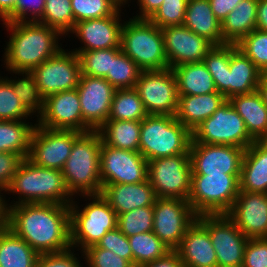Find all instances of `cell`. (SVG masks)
<instances>
[{
    "label": "cell",
    "instance_id": "f6af8a7d",
    "mask_svg": "<svg viewBox=\"0 0 267 267\" xmlns=\"http://www.w3.org/2000/svg\"><path fill=\"white\" fill-rule=\"evenodd\" d=\"M32 114L23 106L15 95L10 82L0 75V120H26Z\"/></svg>",
    "mask_w": 267,
    "mask_h": 267
},
{
    "label": "cell",
    "instance_id": "d6a6232c",
    "mask_svg": "<svg viewBox=\"0 0 267 267\" xmlns=\"http://www.w3.org/2000/svg\"><path fill=\"white\" fill-rule=\"evenodd\" d=\"M141 121H106L97 131L108 146L139 152Z\"/></svg>",
    "mask_w": 267,
    "mask_h": 267
},
{
    "label": "cell",
    "instance_id": "2e32d148",
    "mask_svg": "<svg viewBox=\"0 0 267 267\" xmlns=\"http://www.w3.org/2000/svg\"><path fill=\"white\" fill-rule=\"evenodd\" d=\"M82 133L75 130H52L37 124L27 159L36 166L62 170L74 141Z\"/></svg>",
    "mask_w": 267,
    "mask_h": 267
},
{
    "label": "cell",
    "instance_id": "9f6ffc18",
    "mask_svg": "<svg viewBox=\"0 0 267 267\" xmlns=\"http://www.w3.org/2000/svg\"><path fill=\"white\" fill-rule=\"evenodd\" d=\"M141 267H184L179 254L176 251L169 252L165 257L154 262L147 263Z\"/></svg>",
    "mask_w": 267,
    "mask_h": 267
},
{
    "label": "cell",
    "instance_id": "277c9868",
    "mask_svg": "<svg viewBox=\"0 0 267 267\" xmlns=\"http://www.w3.org/2000/svg\"><path fill=\"white\" fill-rule=\"evenodd\" d=\"M101 135L98 131L82 133L71 149L62 173L72 196L98 195L102 192L100 180Z\"/></svg>",
    "mask_w": 267,
    "mask_h": 267
},
{
    "label": "cell",
    "instance_id": "d590c367",
    "mask_svg": "<svg viewBox=\"0 0 267 267\" xmlns=\"http://www.w3.org/2000/svg\"><path fill=\"white\" fill-rule=\"evenodd\" d=\"M128 240L133 254V266L141 267L171 252V249L153 231L130 236Z\"/></svg>",
    "mask_w": 267,
    "mask_h": 267
},
{
    "label": "cell",
    "instance_id": "1f68e13d",
    "mask_svg": "<svg viewBox=\"0 0 267 267\" xmlns=\"http://www.w3.org/2000/svg\"><path fill=\"white\" fill-rule=\"evenodd\" d=\"M38 255L7 226L0 229V267H35Z\"/></svg>",
    "mask_w": 267,
    "mask_h": 267
},
{
    "label": "cell",
    "instance_id": "11a10c76",
    "mask_svg": "<svg viewBox=\"0 0 267 267\" xmlns=\"http://www.w3.org/2000/svg\"><path fill=\"white\" fill-rule=\"evenodd\" d=\"M164 0H138L139 15L133 16L136 19H150L159 9Z\"/></svg>",
    "mask_w": 267,
    "mask_h": 267
},
{
    "label": "cell",
    "instance_id": "74e56055",
    "mask_svg": "<svg viewBox=\"0 0 267 267\" xmlns=\"http://www.w3.org/2000/svg\"><path fill=\"white\" fill-rule=\"evenodd\" d=\"M37 22L58 30L66 37L75 26L71 0H45L43 15Z\"/></svg>",
    "mask_w": 267,
    "mask_h": 267
},
{
    "label": "cell",
    "instance_id": "ee69618b",
    "mask_svg": "<svg viewBox=\"0 0 267 267\" xmlns=\"http://www.w3.org/2000/svg\"><path fill=\"white\" fill-rule=\"evenodd\" d=\"M236 46L262 73H267V32L255 29Z\"/></svg>",
    "mask_w": 267,
    "mask_h": 267
},
{
    "label": "cell",
    "instance_id": "b9f144b4",
    "mask_svg": "<svg viewBox=\"0 0 267 267\" xmlns=\"http://www.w3.org/2000/svg\"><path fill=\"white\" fill-rule=\"evenodd\" d=\"M122 6L118 0H71L75 23L112 16Z\"/></svg>",
    "mask_w": 267,
    "mask_h": 267
},
{
    "label": "cell",
    "instance_id": "6da1fadb",
    "mask_svg": "<svg viewBox=\"0 0 267 267\" xmlns=\"http://www.w3.org/2000/svg\"><path fill=\"white\" fill-rule=\"evenodd\" d=\"M5 226L38 254L57 253L72 248L70 205L23 203L8 206Z\"/></svg>",
    "mask_w": 267,
    "mask_h": 267
},
{
    "label": "cell",
    "instance_id": "c3c4849f",
    "mask_svg": "<svg viewBox=\"0 0 267 267\" xmlns=\"http://www.w3.org/2000/svg\"><path fill=\"white\" fill-rule=\"evenodd\" d=\"M44 7L45 0H17L14 9L2 22H37L43 15Z\"/></svg>",
    "mask_w": 267,
    "mask_h": 267
},
{
    "label": "cell",
    "instance_id": "681fc988",
    "mask_svg": "<svg viewBox=\"0 0 267 267\" xmlns=\"http://www.w3.org/2000/svg\"><path fill=\"white\" fill-rule=\"evenodd\" d=\"M97 247L112 251L114 254L128 260L133 265V254L128 237L116 227L108 231L96 244Z\"/></svg>",
    "mask_w": 267,
    "mask_h": 267
},
{
    "label": "cell",
    "instance_id": "6125c7cd",
    "mask_svg": "<svg viewBox=\"0 0 267 267\" xmlns=\"http://www.w3.org/2000/svg\"><path fill=\"white\" fill-rule=\"evenodd\" d=\"M1 194L3 193H1V190H0V209H7L5 206V199L3 198V195Z\"/></svg>",
    "mask_w": 267,
    "mask_h": 267
},
{
    "label": "cell",
    "instance_id": "f546056e",
    "mask_svg": "<svg viewBox=\"0 0 267 267\" xmlns=\"http://www.w3.org/2000/svg\"><path fill=\"white\" fill-rule=\"evenodd\" d=\"M258 0H241L221 23L222 38L227 44H237L256 29Z\"/></svg>",
    "mask_w": 267,
    "mask_h": 267
},
{
    "label": "cell",
    "instance_id": "6f0895ef",
    "mask_svg": "<svg viewBox=\"0 0 267 267\" xmlns=\"http://www.w3.org/2000/svg\"><path fill=\"white\" fill-rule=\"evenodd\" d=\"M256 29L267 32V0H258Z\"/></svg>",
    "mask_w": 267,
    "mask_h": 267
},
{
    "label": "cell",
    "instance_id": "8d00e7d4",
    "mask_svg": "<svg viewBox=\"0 0 267 267\" xmlns=\"http://www.w3.org/2000/svg\"><path fill=\"white\" fill-rule=\"evenodd\" d=\"M11 73H15V75L19 74L22 75L20 79H9L5 77L14 90L15 95L20 99L23 106L33 115L34 113L37 114L35 116L38 117L44 111V101L45 99L42 97L38 85L35 81V78L31 71H12L7 70ZM37 111V112H36Z\"/></svg>",
    "mask_w": 267,
    "mask_h": 267
},
{
    "label": "cell",
    "instance_id": "7a4b0ae2",
    "mask_svg": "<svg viewBox=\"0 0 267 267\" xmlns=\"http://www.w3.org/2000/svg\"><path fill=\"white\" fill-rule=\"evenodd\" d=\"M2 24L11 32L3 60L8 70L31 71L62 49L58 39L63 35L54 28L38 22Z\"/></svg>",
    "mask_w": 267,
    "mask_h": 267
},
{
    "label": "cell",
    "instance_id": "83f0119b",
    "mask_svg": "<svg viewBox=\"0 0 267 267\" xmlns=\"http://www.w3.org/2000/svg\"><path fill=\"white\" fill-rule=\"evenodd\" d=\"M228 101L244 120L248 134L255 141L267 140V106L260 93L256 90L233 96Z\"/></svg>",
    "mask_w": 267,
    "mask_h": 267
},
{
    "label": "cell",
    "instance_id": "9a60e30c",
    "mask_svg": "<svg viewBox=\"0 0 267 267\" xmlns=\"http://www.w3.org/2000/svg\"><path fill=\"white\" fill-rule=\"evenodd\" d=\"M148 161L140 152L118 149L102 142L100 180L102 185L134 184L148 179Z\"/></svg>",
    "mask_w": 267,
    "mask_h": 267
},
{
    "label": "cell",
    "instance_id": "680465c9",
    "mask_svg": "<svg viewBox=\"0 0 267 267\" xmlns=\"http://www.w3.org/2000/svg\"><path fill=\"white\" fill-rule=\"evenodd\" d=\"M17 0H0L1 21L14 9Z\"/></svg>",
    "mask_w": 267,
    "mask_h": 267
},
{
    "label": "cell",
    "instance_id": "60d3db41",
    "mask_svg": "<svg viewBox=\"0 0 267 267\" xmlns=\"http://www.w3.org/2000/svg\"><path fill=\"white\" fill-rule=\"evenodd\" d=\"M231 56V44L213 46L203 59L207 70L213 77L216 90L226 98V77Z\"/></svg>",
    "mask_w": 267,
    "mask_h": 267
},
{
    "label": "cell",
    "instance_id": "5b68a950",
    "mask_svg": "<svg viewBox=\"0 0 267 267\" xmlns=\"http://www.w3.org/2000/svg\"><path fill=\"white\" fill-rule=\"evenodd\" d=\"M192 132L176 116L148 115L141 121L139 152L147 161L189 154Z\"/></svg>",
    "mask_w": 267,
    "mask_h": 267
},
{
    "label": "cell",
    "instance_id": "8fae6325",
    "mask_svg": "<svg viewBox=\"0 0 267 267\" xmlns=\"http://www.w3.org/2000/svg\"><path fill=\"white\" fill-rule=\"evenodd\" d=\"M135 89L149 115L176 116L179 96L176 75L171 68L142 71Z\"/></svg>",
    "mask_w": 267,
    "mask_h": 267
},
{
    "label": "cell",
    "instance_id": "be15d7a7",
    "mask_svg": "<svg viewBox=\"0 0 267 267\" xmlns=\"http://www.w3.org/2000/svg\"><path fill=\"white\" fill-rule=\"evenodd\" d=\"M122 5H126V4H128L127 2H128V0H118ZM129 1H131V0H129Z\"/></svg>",
    "mask_w": 267,
    "mask_h": 267
},
{
    "label": "cell",
    "instance_id": "94428289",
    "mask_svg": "<svg viewBox=\"0 0 267 267\" xmlns=\"http://www.w3.org/2000/svg\"><path fill=\"white\" fill-rule=\"evenodd\" d=\"M7 209H0V229L5 225Z\"/></svg>",
    "mask_w": 267,
    "mask_h": 267
},
{
    "label": "cell",
    "instance_id": "ba28073f",
    "mask_svg": "<svg viewBox=\"0 0 267 267\" xmlns=\"http://www.w3.org/2000/svg\"><path fill=\"white\" fill-rule=\"evenodd\" d=\"M240 174L191 175L188 202L197 215L227 214L240 192Z\"/></svg>",
    "mask_w": 267,
    "mask_h": 267
},
{
    "label": "cell",
    "instance_id": "f35d334b",
    "mask_svg": "<svg viewBox=\"0 0 267 267\" xmlns=\"http://www.w3.org/2000/svg\"><path fill=\"white\" fill-rule=\"evenodd\" d=\"M140 67L122 50L112 58L111 73L104 77L115 89L135 88Z\"/></svg>",
    "mask_w": 267,
    "mask_h": 267
},
{
    "label": "cell",
    "instance_id": "52a82bcc",
    "mask_svg": "<svg viewBox=\"0 0 267 267\" xmlns=\"http://www.w3.org/2000/svg\"><path fill=\"white\" fill-rule=\"evenodd\" d=\"M90 203L79 209L77 201L70 205V242L72 248L81 252L117 227V214L101 195H86ZM80 245V246H79Z\"/></svg>",
    "mask_w": 267,
    "mask_h": 267
},
{
    "label": "cell",
    "instance_id": "9c48e42d",
    "mask_svg": "<svg viewBox=\"0 0 267 267\" xmlns=\"http://www.w3.org/2000/svg\"><path fill=\"white\" fill-rule=\"evenodd\" d=\"M255 140L244 120L226 100L209 118L192 131L191 143L230 145L247 149Z\"/></svg>",
    "mask_w": 267,
    "mask_h": 267
},
{
    "label": "cell",
    "instance_id": "30bf717a",
    "mask_svg": "<svg viewBox=\"0 0 267 267\" xmlns=\"http://www.w3.org/2000/svg\"><path fill=\"white\" fill-rule=\"evenodd\" d=\"M147 174L157 197L188 201L192 175L190 154L150 160Z\"/></svg>",
    "mask_w": 267,
    "mask_h": 267
},
{
    "label": "cell",
    "instance_id": "db71d44e",
    "mask_svg": "<svg viewBox=\"0 0 267 267\" xmlns=\"http://www.w3.org/2000/svg\"><path fill=\"white\" fill-rule=\"evenodd\" d=\"M240 1L241 0H209L212 12L221 23Z\"/></svg>",
    "mask_w": 267,
    "mask_h": 267
},
{
    "label": "cell",
    "instance_id": "44dd1931",
    "mask_svg": "<svg viewBox=\"0 0 267 267\" xmlns=\"http://www.w3.org/2000/svg\"><path fill=\"white\" fill-rule=\"evenodd\" d=\"M120 11L121 7L112 16L76 22L70 33L75 34L84 46L72 51L78 55L83 51L121 47L123 24Z\"/></svg>",
    "mask_w": 267,
    "mask_h": 267
},
{
    "label": "cell",
    "instance_id": "bcb514c9",
    "mask_svg": "<svg viewBox=\"0 0 267 267\" xmlns=\"http://www.w3.org/2000/svg\"><path fill=\"white\" fill-rule=\"evenodd\" d=\"M187 2L188 0H164L149 20L161 29L183 25Z\"/></svg>",
    "mask_w": 267,
    "mask_h": 267
},
{
    "label": "cell",
    "instance_id": "4fadbf2b",
    "mask_svg": "<svg viewBox=\"0 0 267 267\" xmlns=\"http://www.w3.org/2000/svg\"><path fill=\"white\" fill-rule=\"evenodd\" d=\"M153 210V233L175 251L198 215L188 201L177 198L157 197Z\"/></svg>",
    "mask_w": 267,
    "mask_h": 267
},
{
    "label": "cell",
    "instance_id": "7c38bea8",
    "mask_svg": "<svg viewBox=\"0 0 267 267\" xmlns=\"http://www.w3.org/2000/svg\"><path fill=\"white\" fill-rule=\"evenodd\" d=\"M197 220L209 233L216 252L217 267H242L249 239L227 214L198 215Z\"/></svg>",
    "mask_w": 267,
    "mask_h": 267
},
{
    "label": "cell",
    "instance_id": "836d02e7",
    "mask_svg": "<svg viewBox=\"0 0 267 267\" xmlns=\"http://www.w3.org/2000/svg\"><path fill=\"white\" fill-rule=\"evenodd\" d=\"M36 126L37 121L29 125L26 120H0V152H11L27 158Z\"/></svg>",
    "mask_w": 267,
    "mask_h": 267
},
{
    "label": "cell",
    "instance_id": "f5cc1de1",
    "mask_svg": "<svg viewBox=\"0 0 267 267\" xmlns=\"http://www.w3.org/2000/svg\"><path fill=\"white\" fill-rule=\"evenodd\" d=\"M24 158L11 152H0V190L6 191Z\"/></svg>",
    "mask_w": 267,
    "mask_h": 267
},
{
    "label": "cell",
    "instance_id": "7bdbcfd3",
    "mask_svg": "<svg viewBox=\"0 0 267 267\" xmlns=\"http://www.w3.org/2000/svg\"><path fill=\"white\" fill-rule=\"evenodd\" d=\"M153 206L136 208L117 215V227L127 237L153 231Z\"/></svg>",
    "mask_w": 267,
    "mask_h": 267
},
{
    "label": "cell",
    "instance_id": "cb8c5ba5",
    "mask_svg": "<svg viewBox=\"0 0 267 267\" xmlns=\"http://www.w3.org/2000/svg\"><path fill=\"white\" fill-rule=\"evenodd\" d=\"M101 195L117 215L136 208L153 206L157 196L148 179L134 184L102 185Z\"/></svg>",
    "mask_w": 267,
    "mask_h": 267
},
{
    "label": "cell",
    "instance_id": "3957f363",
    "mask_svg": "<svg viewBox=\"0 0 267 267\" xmlns=\"http://www.w3.org/2000/svg\"><path fill=\"white\" fill-rule=\"evenodd\" d=\"M5 192L17 193L18 201L5 206L23 203H53L71 205L73 196L67 189L62 170L36 166L27 158L20 163ZM70 197V198H69Z\"/></svg>",
    "mask_w": 267,
    "mask_h": 267
},
{
    "label": "cell",
    "instance_id": "816d5d0a",
    "mask_svg": "<svg viewBox=\"0 0 267 267\" xmlns=\"http://www.w3.org/2000/svg\"><path fill=\"white\" fill-rule=\"evenodd\" d=\"M74 252V248H69L62 252L39 254L35 267H83Z\"/></svg>",
    "mask_w": 267,
    "mask_h": 267
},
{
    "label": "cell",
    "instance_id": "91938a15",
    "mask_svg": "<svg viewBox=\"0 0 267 267\" xmlns=\"http://www.w3.org/2000/svg\"><path fill=\"white\" fill-rule=\"evenodd\" d=\"M257 91L260 93L264 104L267 106V73L262 74Z\"/></svg>",
    "mask_w": 267,
    "mask_h": 267
},
{
    "label": "cell",
    "instance_id": "4dcf8cb0",
    "mask_svg": "<svg viewBox=\"0 0 267 267\" xmlns=\"http://www.w3.org/2000/svg\"><path fill=\"white\" fill-rule=\"evenodd\" d=\"M172 70L177 79L178 96L218 92L213 77L203 62L181 64Z\"/></svg>",
    "mask_w": 267,
    "mask_h": 267
},
{
    "label": "cell",
    "instance_id": "e0dca14e",
    "mask_svg": "<svg viewBox=\"0 0 267 267\" xmlns=\"http://www.w3.org/2000/svg\"><path fill=\"white\" fill-rule=\"evenodd\" d=\"M77 91L84 132L97 131L108 120L116 89L105 78L81 75Z\"/></svg>",
    "mask_w": 267,
    "mask_h": 267
},
{
    "label": "cell",
    "instance_id": "7dc6e473",
    "mask_svg": "<svg viewBox=\"0 0 267 267\" xmlns=\"http://www.w3.org/2000/svg\"><path fill=\"white\" fill-rule=\"evenodd\" d=\"M81 255L88 267H133L128 260L96 245L87 247Z\"/></svg>",
    "mask_w": 267,
    "mask_h": 267
},
{
    "label": "cell",
    "instance_id": "4316f807",
    "mask_svg": "<svg viewBox=\"0 0 267 267\" xmlns=\"http://www.w3.org/2000/svg\"><path fill=\"white\" fill-rule=\"evenodd\" d=\"M226 101L222 93L179 96L176 119L191 132Z\"/></svg>",
    "mask_w": 267,
    "mask_h": 267
},
{
    "label": "cell",
    "instance_id": "7402d4cb",
    "mask_svg": "<svg viewBox=\"0 0 267 267\" xmlns=\"http://www.w3.org/2000/svg\"><path fill=\"white\" fill-rule=\"evenodd\" d=\"M227 216L248 238H267V193L240 191Z\"/></svg>",
    "mask_w": 267,
    "mask_h": 267
},
{
    "label": "cell",
    "instance_id": "603a6c76",
    "mask_svg": "<svg viewBox=\"0 0 267 267\" xmlns=\"http://www.w3.org/2000/svg\"><path fill=\"white\" fill-rule=\"evenodd\" d=\"M184 267H217V257L207 229L196 220L175 250Z\"/></svg>",
    "mask_w": 267,
    "mask_h": 267
},
{
    "label": "cell",
    "instance_id": "ab89813d",
    "mask_svg": "<svg viewBox=\"0 0 267 267\" xmlns=\"http://www.w3.org/2000/svg\"><path fill=\"white\" fill-rule=\"evenodd\" d=\"M121 51V47L83 51L78 54L81 63V75L104 78L111 73L112 58Z\"/></svg>",
    "mask_w": 267,
    "mask_h": 267
},
{
    "label": "cell",
    "instance_id": "8992f818",
    "mask_svg": "<svg viewBox=\"0 0 267 267\" xmlns=\"http://www.w3.org/2000/svg\"><path fill=\"white\" fill-rule=\"evenodd\" d=\"M121 50L142 71L169 68L162 30L149 19L129 18L128 21L123 22Z\"/></svg>",
    "mask_w": 267,
    "mask_h": 267
},
{
    "label": "cell",
    "instance_id": "ac0fdd59",
    "mask_svg": "<svg viewBox=\"0 0 267 267\" xmlns=\"http://www.w3.org/2000/svg\"><path fill=\"white\" fill-rule=\"evenodd\" d=\"M244 152L237 146L191 143L192 175L241 174Z\"/></svg>",
    "mask_w": 267,
    "mask_h": 267
},
{
    "label": "cell",
    "instance_id": "f907efd6",
    "mask_svg": "<svg viewBox=\"0 0 267 267\" xmlns=\"http://www.w3.org/2000/svg\"><path fill=\"white\" fill-rule=\"evenodd\" d=\"M242 267H267V238L247 241Z\"/></svg>",
    "mask_w": 267,
    "mask_h": 267
},
{
    "label": "cell",
    "instance_id": "484cf974",
    "mask_svg": "<svg viewBox=\"0 0 267 267\" xmlns=\"http://www.w3.org/2000/svg\"><path fill=\"white\" fill-rule=\"evenodd\" d=\"M239 180L240 191L267 193V140L245 149Z\"/></svg>",
    "mask_w": 267,
    "mask_h": 267
},
{
    "label": "cell",
    "instance_id": "d6986e66",
    "mask_svg": "<svg viewBox=\"0 0 267 267\" xmlns=\"http://www.w3.org/2000/svg\"><path fill=\"white\" fill-rule=\"evenodd\" d=\"M161 30L165 55L171 69L181 64L203 62L214 46L184 25L168 26Z\"/></svg>",
    "mask_w": 267,
    "mask_h": 267
},
{
    "label": "cell",
    "instance_id": "ffe728a7",
    "mask_svg": "<svg viewBox=\"0 0 267 267\" xmlns=\"http://www.w3.org/2000/svg\"><path fill=\"white\" fill-rule=\"evenodd\" d=\"M37 124L52 130H75L84 133V120L77 89L48 96Z\"/></svg>",
    "mask_w": 267,
    "mask_h": 267
},
{
    "label": "cell",
    "instance_id": "5bb4252c",
    "mask_svg": "<svg viewBox=\"0 0 267 267\" xmlns=\"http://www.w3.org/2000/svg\"><path fill=\"white\" fill-rule=\"evenodd\" d=\"M44 99L62 91L77 89L81 63L74 51L61 49L56 55L31 70Z\"/></svg>",
    "mask_w": 267,
    "mask_h": 267
},
{
    "label": "cell",
    "instance_id": "e575fe53",
    "mask_svg": "<svg viewBox=\"0 0 267 267\" xmlns=\"http://www.w3.org/2000/svg\"><path fill=\"white\" fill-rule=\"evenodd\" d=\"M148 115L135 88L116 89L107 121H142Z\"/></svg>",
    "mask_w": 267,
    "mask_h": 267
},
{
    "label": "cell",
    "instance_id": "f1b7e54d",
    "mask_svg": "<svg viewBox=\"0 0 267 267\" xmlns=\"http://www.w3.org/2000/svg\"><path fill=\"white\" fill-rule=\"evenodd\" d=\"M183 25L214 46L227 44L222 38L221 22L212 12L209 0H188Z\"/></svg>",
    "mask_w": 267,
    "mask_h": 267
},
{
    "label": "cell",
    "instance_id": "d4e9b609",
    "mask_svg": "<svg viewBox=\"0 0 267 267\" xmlns=\"http://www.w3.org/2000/svg\"><path fill=\"white\" fill-rule=\"evenodd\" d=\"M262 72L240 50L236 44H231V56L226 77V100L249 94L257 90Z\"/></svg>",
    "mask_w": 267,
    "mask_h": 267
}]
</instances>
